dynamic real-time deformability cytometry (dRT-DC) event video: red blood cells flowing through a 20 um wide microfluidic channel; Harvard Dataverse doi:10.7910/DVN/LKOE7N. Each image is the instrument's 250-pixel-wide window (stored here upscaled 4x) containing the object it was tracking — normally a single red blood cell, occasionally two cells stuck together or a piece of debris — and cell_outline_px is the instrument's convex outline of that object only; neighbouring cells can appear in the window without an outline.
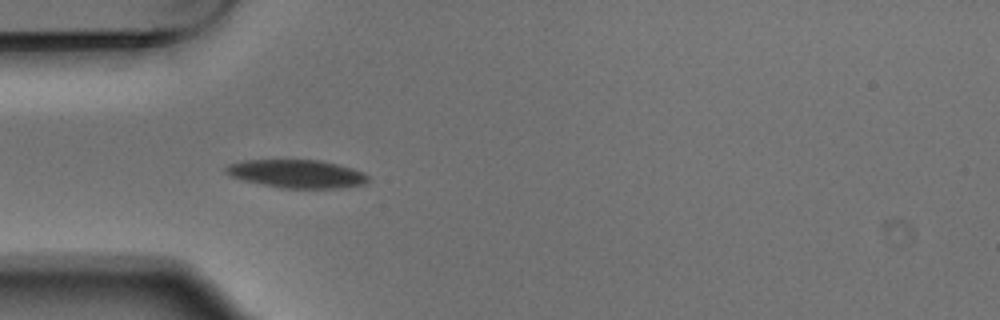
{"species": "Egyptian fruit bat (a non-hibernating species)", "species_latin": "Rousettus aegyptiacus", "temperature_condition": "warm", "stored_images_in_passage": 5, "camera_frame_rate_fps": 3000, "um_per_image_px": 0.085, "animal": {"sex": "male"}, "frame": {"image": 1, "passage_image": 5, "time_ms": 1.333, "image_size_px": [1000, 320], "cell_outline_px": [[368, 180], [364, 184], [340, 188], [280, 188], [244, 180], [232, 176], [224, 172], [224, 168], [228, 164], [244, 160], [320, 160], [352, 168], [368, 176]], "centroid_in_image_um": [25.19, 14.77], "position_along_channel_um": 59.8, "area_um2": 23.18}}